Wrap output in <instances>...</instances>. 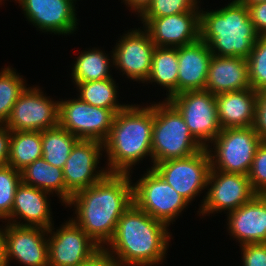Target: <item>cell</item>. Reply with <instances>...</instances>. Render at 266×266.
Masks as SVG:
<instances>
[{
    "label": "cell",
    "mask_w": 266,
    "mask_h": 266,
    "mask_svg": "<svg viewBox=\"0 0 266 266\" xmlns=\"http://www.w3.org/2000/svg\"><path fill=\"white\" fill-rule=\"evenodd\" d=\"M132 183L130 174L108 173L65 204L74 206L76 217L71 219L102 248L113 238L119 218L133 203Z\"/></svg>",
    "instance_id": "6da1fadb"
},
{
    "label": "cell",
    "mask_w": 266,
    "mask_h": 266,
    "mask_svg": "<svg viewBox=\"0 0 266 266\" xmlns=\"http://www.w3.org/2000/svg\"><path fill=\"white\" fill-rule=\"evenodd\" d=\"M134 203L121 215L113 238L103 250L123 266H156L166 258L171 232Z\"/></svg>",
    "instance_id": "7a4b0ae2"
},
{
    "label": "cell",
    "mask_w": 266,
    "mask_h": 266,
    "mask_svg": "<svg viewBox=\"0 0 266 266\" xmlns=\"http://www.w3.org/2000/svg\"><path fill=\"white\" fill-rule=\"evenodd\" d=\"M150 104L145 107L128 104L116 113L103 143L108 173L130 174L132 168L146 156L152 160L154 103Z\"/></svg>",
    "instance_id": "3957f363"
},
{
    "label": "cell",
    "mask_w": 266,
    "mask_h": 266,
    "mask_svg": "<svg viewBox=\"0 0 266 266\" xmlns=\"http://www.w3.org/2000/svg\"><path fill=\"white\" fill-rule=\"evenodd\" d=\"M258 36L248 8L239 0L217 10L200 8V38L213 55L247 59Z\"/></svg>",
    "instance_id": "277c9868"
},
{
    "label": "cell",
    "mask_w": 266,
    "mask_h": 266,
    "mask_svg": "<svg viewBox=\"0 0 266 266\" xmlns=\"http://www.w3.org/2000/svg\"><path fill=\"white\" fill-rule=\"evenodd\" d=\"M152 166L191 156L204 147L192 136L179 111L168 101L154 103Z\"/></svg>",
    "instance_id": "5b68a950"
},
{
    "label": "cell",
    "mask_w": 266,
    "mask_h": 266,
    "mask_svg": "<svg viewBox=\"0 0 266 266\" xmlns=\"http://www.w3.org/2000/svg\"><path fill=\"white\" fill-rule=\"evenodd\" d=\"M261 142L262 139L253 127L222 129L211 146L207 147L211 168L225 173L248 175Z\"/></svg>",
    "instance_id": "8992f818"
},
{
    "label": "cell",
    "mask_w": 266,
    "mask_h": 266,
    "mask_svg": "<svg viewBox=\"0 0 266 266\" xmlns=\"http://www.w3.org/2000/svg\"><path fill=\"white\" fill-rule=\"evenodd\" d=\"M146 170L145 174L132 184L133 203L152 218L170 226L189 203L153 168Z\"/></svg>",
    "instance_id": "52a82bcc"
},
{
    "label": "cell",
    "mask_w": 266,
    "mask_h": 266,
    "mask_svg": "<svg viewBox=\"0 0 266 266\" xmlns=\"http://www.w3.org/2000/svg\"><path fill=\"white\" fill-rule=\"evenodd\" d=\"M122 110H110L92 106L79 97L58 103V125L79 140H95L104 143L115 115Z\"/></svg>",
    "instance_id": "ba28073f"
},
{
    "label": "cell",
    "mask_w": 266,
    "mask_h": 266,
    "mask_svg": "<svg viewBox=\"0 0 266 266\" xmlns=\"http://www.w3.org/2000/svg\"><path fill=\"white\" fill-rule=\"evenodd\" d=\"M168 101L179 111L192 136L204 147L222 130L215 95L206 90L185 91Z\"/></svg>",
    "instance_id": "9c48e42d"
},
{
    "label": "cell",
    "mask_w": 266,
    "mask_h": 266,
    "mask_svg": "<svg viewBox=\"0 0 266 266\" xmlns=\"http://www.w3.org/2000/svg\"><path fill=\"white\" fill-rule=\"evenodd\" d=\"M188 203L207 188L211 159L207 148L185 157L159 162L152 167Z\"/></svg>",
    "instance_id": "30bf717a"
},
{
    "label": "cell",
    "mask_w": 266,
    "mask_h": 266,
    "mask_svg": "<svg viewBox=\"0 0 266 266\" xmlns=\"http://www.w3.org/2000/svg\"><path fill=\"white\" fill-rule=\"evenodd\" d=\"M54 229H48L49 266H83L103 249L71 218Z\"/></svg>",
    "instance_id": "8fae6325"
},
{
    "label": "cell",
    "mask_w": 266,
    "mask_h": 266,
    "mask_svg": "<svg viewBox=\"0 0 266 266\" xmlns=\"http://www.w3.org/2000/svg\"><path fill=\"white\" fill-rule=\"evenodd\" d=\"M206 190V195L203 196L202 204L197 211L200 216H209L211 213L222 211H227L228 214L257 195L252 189L248 175L225 173L212 168Z\"/></svg>",
    "instance_id": "7c38bea8"
},
{
    "label": "cell",
    "mask_w": 266,
    "mask_h": 266,
    "mask_svg": "<svg viewBox=\"0 0 266 266\" xmlns=\"http://www.w3.org/2000/svg\"><path fill=\"white\" fill-rule=\"evenodd\" d=\"M26 87L4 123L11 131H44L58 125V103L39 86ZM39 87V88H38Z\"/></svg>",
    "instance_id": "4fadbf2b"
},
{
    "label": "cell",
    "mask_w": 266,
    "mask_h": 266,
    "mask_svg": "<svg viewBox=\"0 0 266 266\" xmlns=\"http://www.w3.org/2000/svg\"><path fill=\"white\" fill-rule=\"evenodd\" d=\"M114 46L113 65L128 79L145 83L151 70L152 55L155 49L149 32L138 27L120 36Z\"/></svg>",
    "instance_id": "5bb4252c"
},
{
    "label": "cell",
    "mask_w": 266,
    "mask_h": 266,
    "mask_svg": "<svg viewBox=\"0 0 266 266\" xmlns=\"http://www.w3.org/2000/svg\"><path fill=\"white\" fill-rule=\"evenodd\" d=\"M103 151V143L95 140H79L74 145L63 168L66 190L72 196L98 183L108 174L105 167L98 170Z\"/></svg>",
    "instance_id": "9a60e30c"
},
{
    "label": "cell",
    "mask_w": 266,
    "mask_h": 266,
    "mask_svg": "<svg viewBox=\"0 0 266 266\" xmlns=\"http://www.w3.org/2000/svg\"><path fill=\"white\" fill-rule=\"evenodd\" d=\"M4 227L7 266L12 259L24 266H49L47 229L10 223Z\"/></svg>",
    "instance_id": "2e32d148"
},
{
    "label": "cell",
    "mask_w": 266,
    "mask_h": 266,
    "mask_svg": "<svg viewBox=\"0 0 266 266\" xmlns=\"http://www.w3.org/2000/svg\"><path fill=\"white\" fill-rule=\"evenodd\" d=\"M77 0H17L27 20L42 32L58 35L73 34L78 19ZM75 3V4H74Z\"/></svg>",
    "instance_id": "e0dca14e"
},
{
    "label": "cell",
    "mask_w": 266,
    "mask_h": 266,
    "mask_svg": "<svg viewBox=\"0 0 266 266\" xmlns=\"http://www.w3.org/2000/svg\"><path fill=\"white\" fill-rule=\"evenodd\" d=\"M140 20L157 47L178 48L200 38V12H184Z\"/></svg>",
    "instance_id": "ac0fdd59"
},
{
    "label": "cell",
    "mask_w": 266,
    "mask_h": 266,
    "mask_svg": "<svg viewBox=\"0 0 266 266\" xmlns=\"http://www.w3.org/2000/svg\"><path fill=\"white\" fill-rule=\"evenodd\" d=\"M50 194L21 182L15 192L11 214L4 222L18 226L41 227L48 230L54 225L48 199ZM18 219L24 221L21 222Z\"/></svg>",
    "instance_id": "d6986e66"
},
{
    "label": "cell",
    "mask_w": 266,
    "mask_h": 266,
    "mask_svg": "<svg viewBox=\"0 0 266 266\" xmlns=\"http://www.w3.org/2000/svg\"><path fill=\"white\" fill-rule=\"evenodd\" d=\"M227 231L241 245L266 243V198L257 194L251 201L227 214Z\"/></svg>",
    "instance_id": "ffe728a7"
},
{
    "label": "cell",
    "mask_w": 266,
    "mask_h": 266,
    "mask_svg": "<svg viewBox=\"0 0 266 266\" xmlns=\"http://www.w3.org/2000/svg\"><path fill=\"white\" fill-rule=\"evenodd\" d=\"M212 55L201 38L178 47V94L185 91L205 90Z\"/></svg>",
    "instance_id": "44dd1931"
},
{
    "label": "cell",
    "mask_w": 266,
    "mask_h": 266,
    "mask_svg": "<svg viewBox=\"0 0 266 266\" xmlns=\"http://www.w3.org/2000/svg\"><path fill=\"white\" fill-rule=\"evenodd\" d=\"M251 88L248 61L241 57L212 55L205 90L213 95Z\"/></svg>",
    "instance_id": "7402d4cb"
},
{
    "label": "cell",
    "mask_w": 266,
    "mask_h": 266,
    "mask_svg": "<svg viewBox=\"0 0 266 266\" xmlns=\"http://www.w3.org/2000/svg\"><path fill=\"white\" fill-rule=\"evenodd\" d=\"M258 92L252 88L215 95L222 129L252 127Z\"/></svg>",
    "instance_id": "603a6c76"
},
{
    "label": "cell",
    "mask_w": 266,
    "mask_h": 266,
    "mask_svg": "<svg viewBox=\"0 0 266 266\" xmlns=\"http://www.w3.org/2000/svg\"><path fill=\"white\" fill-rule=\"evenodd\" d=\"M21 182L40 190L55 193L66 204L72 195L66 190L63 169L48 163L43 157L20 171Z\"/></svg>",
    "instance_id": "cb8c5ba5"
},
{
    "label": "cell",
    "mask_w": 266,
    "mask_h": 266,
    "mask_svg": "<svg viewBox=\"0 0 266 266\" xmlns=\"http://www.w3.org/2000/svg\"><path fill=\"white\" fill-rule=\"evenodd\" d=\"M178 48L155 47L151 70L146 83L156 82L158 85L167 90L168 100L178 94Z\"/></svg>",
    "instance_id": "d4e9b609"
},
{
    "label": "cell",
    "mask_w": 266,
    "mask_h": 266,
    "mask_svg": "<svg viewBox=\"0 0 266 266\" xmlns=\"http://www.w3.org/2000/svg\"><path fill=\"white\" fill-rule=\"evenodd\" d=\"M110 56L105 51L95 47L80 52L72 67L71 76L74 85L77 83L113 78L109 71L110 66L114 67L112 65L113 52Z\"/></svg>",
    "instance_id": "484cf974"
},
{
    "label": "cell",
    "mask_w": 266,
    "mask_h": 266,
    "mask_svg": "<svg viewBox=\"0 0 266 266\" xmlns=\"http://www.w3.org/2000/svg\"><path fill=\"white\" fill-rule=\"evenodd\" d=\"M42 157V132L12 131L8 165L21 171Z\"/></svg>",
    "instance_id": "4316f807"
},
{
    "label": "cell",
    "mask_w": 266,
    "mask_h": 266,
    "mask_svg": "<svg viewBox=\"0 0 266 266\" xmlns=\"http://www.w3.org/2000/svg\"><path fill=\"white\" fill-rule=\"evenodd\" d=\"M78 141L77 137L59 125L44 130L42 131V157L51 165L63 169Z\"/></svg>",
    "instance_id": "83f0119b"
},
{
    "label": "cell",
    "mask_w": 266,
    "mask_h": 266,
    "mask_svg": "<svg viewBox=\"0 0 266 266\" xmlns=\"http://www.w3.org/2000/svg\"><path fill=\"white\" fill-rule=\"evenodd\" d=\"M117 85L113 78L77 83V97L92 106L123 110L128 104L119 103Z\"/></svg>",
    "instance_id": "f1b7e54d"
},
{
    "label": "cell",
    "mask_w": 266,
    "mask_h": 266,
    "mask_svg": "<svg viewBox=\"0 0 266 266\" xmlns=\"http://www.w3.org/2000/svg\"><path fill=\"white\" fill-rule=\"evenodd\" d=\"M13 69L7 66L0 71V124L9 118L15 102L27 87L26 80Z\"/></svg>",
    "instance_id": "f546056e"
},
{
    "label": "cell",
    "mask_w": 266,
    "mask_h": 266,
    "mask_svg": "<svg viewBox=\"0 0 266 266\" xmlns=\"http://www.w3.org/2000/svg\"><path fill=\"white\" fill-rule=\"evenodd\" d=\"M249 82L256 92L266 90V35H259L247 58Z\"/></svg>",
    "instance_id": "4dcf8cb0"
},
{
    "label": "cell",
    "mask_w": 266,
    "mask_h": 266,
    "mask_svg": "<svg viewBox=\"0 0 266 266\" xmlns=\"http://www.w3.org/2000/svg\"><path fill=\"white\" fill-rule=\"evenodd\" d=\"M20 183V171L10 165L0 167V220L2 222L11 214L15 192Z\"/></svg>",
    "instance_id": "1f68e13d"
},
{
    "label": "cell",
    "mask_w": 266,
    "mask_h": 266,
    "mask_svg": "<svg viewBox=\"0 0 266 266\" xmlns=\"http://www.w3.org/2000/svg\"><path fill=\"white\" fill-rule=\"evenodd\" d=\"M199 0H152L139 18H161L184 12H200Z\"/></svg>",
    "instance_id": "d6a6232c"
},
{
    "label": "cell",
    "mask_w": 266,
    "mask_h": 266,
    "mask_svg": "<svg viewBox=\"0 0 266 266\" xmlns=\"http://www.w3.org/2000/svg\"><path fill=\"white\" fill-rule=\"evenodd\" d=\"M248 178L257 194L266 192V140H262L256 149Z\"/></svg>",
    "instance_id": "836d02e7"
},
{
    "label": "cell",
    "mask_w": 266,
    "mask_h": 266,
    "mask_svg": "<svg viewBox=\"0 0 266 266\" xmlns=\"http://www.w3.org/2000/svg\"><path fill=\"white\" fill-rule=\"evenodd\" d=\"M240 249L242 266H266V243L241 245Z\"/></svg>",
    "instance_id": "e575fe53"
},
{
    "label": "cell",
    "mask_w": 266,
    "mask_h": 266,
    "mask_svg": "<svg viewBox=\"0 0 266 266\" xmlns=\"http://www.w3.org/2000/svg\"><path fill=\"white\" fill-rule=\"evenodd\" d=\"M252 127L262 140H266V90L258 92Z\"/></svg>",
    "instance_id": "d590c367"
},
{
    "label": "cell",
    "mask_w": 266,
    "mask_h": 266,
    "mask_svg": "<svg viewBox=\"0 0 266 266\" xmlns=\"http://www.w3.org/2000/svg\"><path fill=\"white\" fill-rule=\"evenodd\" d=\"M249 17L258 35H266V1L247 6Z\"/></svg>",
    "instance_id": "8d00e7d4"
},
{
    "label": "cell",
    "mask_w": 266,
    "mask_h": 266,
    "mask_svg": "<svg viewBox=\"0 0 266 266\" xmlns=\"http://www.w3.org/2000/svg\"><path fill=\"white\" fill-rule=\"evenodd\" d=\"M11 134L12 131L5 124H0V167L8 165Z\"/></svg>",
    "instance_id": "74e56055"
},
{
    "label": "cell",
    "mask_w": 266,
    "mask_h": 266,
    "mask_svg": "<svg viewBox=\"0 0 266 266\" xmlns=\"http://www.w3.org/2000/svg\"><path fill=\"white\" fill-rule=\"evenodd\" d=\"M91 266H123L115 257L106 253L103 249L91 259Z\"/></svg>",
    "instance_id": "f35d334b"
},
{
    "label": "cell",
    "mask_w": 266,
    "mask_h": 266,
    "mask_svg": "<svg viewBox=\"0 0 266 266\" xmlns=\"http://www.w3.org/2000/svg\"><path fill=\"white\" fill-rule=\"evenodd\" d=\"M152 0H123L125 5L135 12L138 17L148 8Z\"/></svg>",
    "instance_id": "ab89813d"
},
{
    "label": "cell",
    "mask_w": 266,
    "mask_h": 266,
    "mask_svg": "<svg viewBox=\"0 0 266 266\" xmlns=\"http://www.w3.org/2000/svg\"><path fill=\"white\" fill-rule=\"evenodd\" d=\"M0 266H7L5 260V239H4V226H0Z\"/></svg>",
    "instance_id": "60d3db41"
},
{
    "label": "cell",
    "mask_w": 266,
    "mask_h": 266,
    "mask_svg": "<svg viewBox=\"0 0 266 266\" xmlns=\"http://www.w3.org/2000/svg\"><path fill=\"white\" fill-rule=\"evenodd\" d=\"M239 1L247 7V6L252 5V4L265 2L266 0H239Z\"/></svg>",
    "instance_id": "b9f144b4"
},
{
    "label": "cell",
    "mask_w": 266,
    "mask_h": 266,
    "mask_svg": "<svg viewBox=\"0 0 266 266\" xmlns=\"http://www.w3.org/2000/svg\"><path fill=\"white\" fill-rule=\"evenodd\" d=\"M83 266H91V260L89 262H87L85 265Z\"/></svg>",
    "instance_id": "7bdbcfd3"
}]
</instances>
